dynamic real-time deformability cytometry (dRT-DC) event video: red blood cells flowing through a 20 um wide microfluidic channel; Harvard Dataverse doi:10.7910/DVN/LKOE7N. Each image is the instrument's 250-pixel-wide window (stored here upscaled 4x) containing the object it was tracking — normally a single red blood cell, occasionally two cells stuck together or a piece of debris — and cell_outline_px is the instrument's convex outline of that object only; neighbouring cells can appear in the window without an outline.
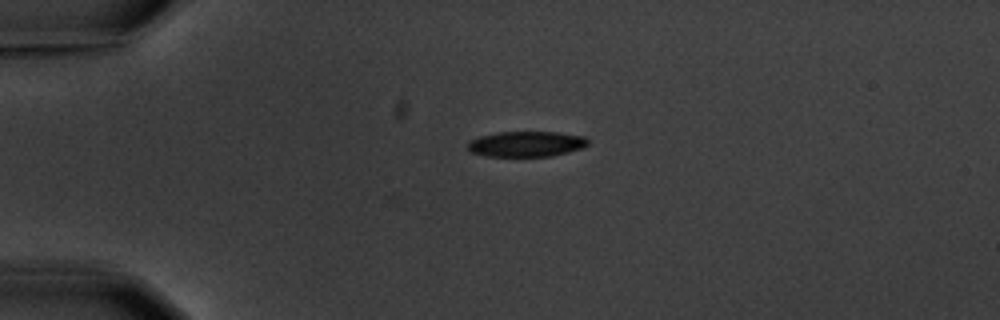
{"species": "common noctule bat (a hibernating species)", "species_latin": "Nyctalus noctula", "temperature_condition": "warm", "stored_images_in_passage": 5, "camera_frame_rate_fps": 3000, "um_per_image_px": 0.085, "animal": {"sex": "male", "body_mass_g": 20.1, "forearm_length_mm": 53.5}, "frame": {"image": 1, "passage_image": 4, "time_ms": 3.333, "image_size_px": [1000, 320], "cell_outline_px": [[588, 144], [584, 148], [552, 156], [484, 156], [472, 152], [468, 148], [468, 140], [480, 136], [496, 132], [556, 132], [584, 136], [588, 140]], "centroid_in_image_um": [44.74, 12.23], "position_along_channel_um": 40.3, "area_um2": 17.92}}